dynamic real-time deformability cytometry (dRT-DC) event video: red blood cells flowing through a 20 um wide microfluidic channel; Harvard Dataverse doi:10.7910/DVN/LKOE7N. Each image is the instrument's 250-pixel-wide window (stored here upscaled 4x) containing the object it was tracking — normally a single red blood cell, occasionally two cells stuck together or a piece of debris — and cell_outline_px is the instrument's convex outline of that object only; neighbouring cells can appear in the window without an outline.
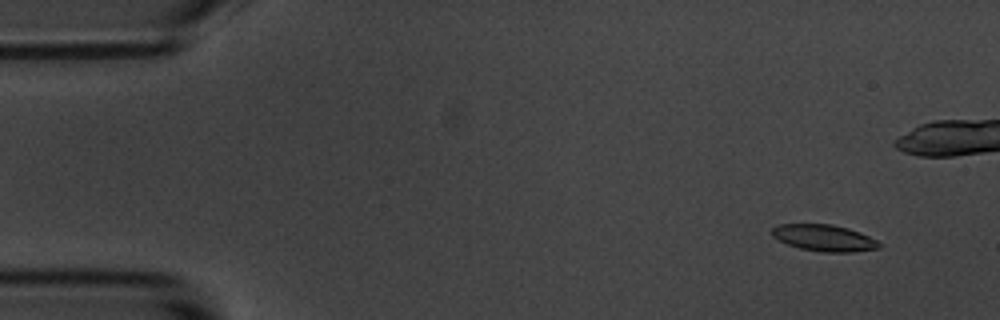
{"species": "common noctule bat (a hibernating species)", "species_latin": "Nyctalus noctula", "temperature_condition": "room temperature", "stored_images_in_passage": 9, "camera_frame_rate_fps": 3000, "um_per_image_px": 0.085, "animal": {"sex": "male", "body_mass_g": 20.1, "forearm_length_mm": 53.5}, "frame": {"image": 1, "passage_image": 2, "time_ms": 1.0, "image_size_px": [1000, 320], "cell_outline_px": [[880, 248], [852, 252], [824, 252], [800, 248], [788, 244], [772, 236], [772, 228], [776, 224], [832, 224], [848, 228], [860, 232], [876, 240], [880, 244]], "centroid_in_image_um": [70.04, 20.21], "position_along_channel_um": 15.0, "area_um2": 16.47}}